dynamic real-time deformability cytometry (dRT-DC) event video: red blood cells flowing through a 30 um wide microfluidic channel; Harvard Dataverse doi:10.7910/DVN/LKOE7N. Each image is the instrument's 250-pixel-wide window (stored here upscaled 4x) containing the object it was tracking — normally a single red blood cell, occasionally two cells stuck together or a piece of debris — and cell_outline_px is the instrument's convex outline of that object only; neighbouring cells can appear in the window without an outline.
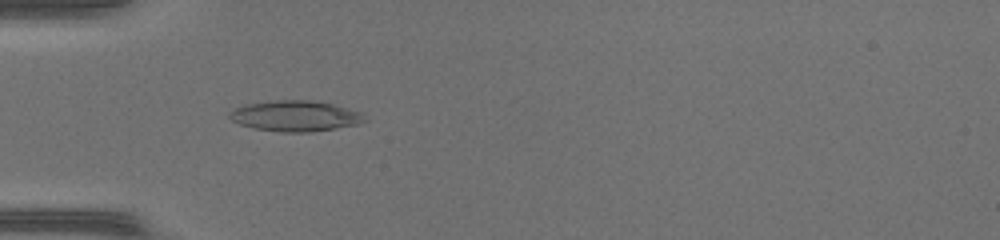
{"species": "common noctule bat (a hibernating species)", "species_latin": "Nyctalus noctula", "temperature_condition": "warm", "stored_images_in_passage": 41, "camera_frame_rate_fps": 3000, "um_per_image_px": 0.085, "animal": {"sex": "female", "body_mass_g": 17.0, "forearm_length_mm": 48.0}, "frame": {"image": 1, "passage_image": 9, "time_ms": 2.667, "image_size_px": [1000, 240], "cell_outline_px": [[368, 120], [356, 124], [336, 128], [312, 132], [280, 132], [256, 128], [240, 124], [232, 120], [228, 116], [228, 112], [244, 104], [272, 100], [308, 100], [332, 104], [360, 112]], "centroid_in_image_um": [25.07, 9.85], "position_along_channel_um": 59.9, "area_um2": 24.04}}
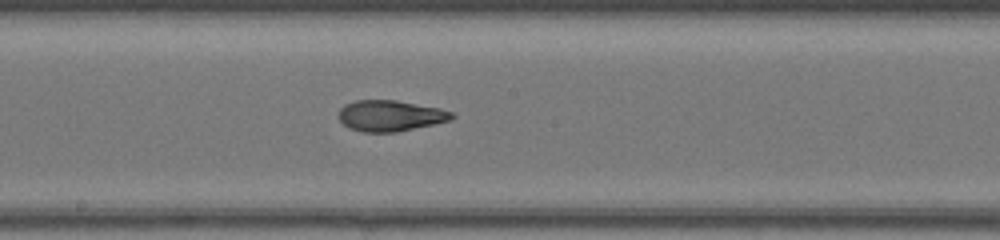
{"frame": {"image": 2, "passage_image": 20, "time_ms": 6.333, "image_size_px": [1000, 240], "cell_outline_px": [[456, 116], [452, 120], [396, 132], [360, 132], [348, 128], [336, 116], [340, 108], [344, 104], [356, 100], [396, 100], [440, 108], [456, 112]], "centroid_in_image_um": [33.17, 9.83], "position_along_channel_um": 215.0, "area_um2": 20.75}}
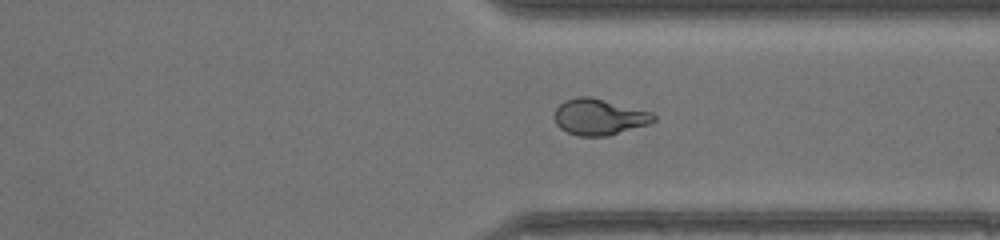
{"frame": {"image": 3, "passage_image": 30, "time_ms": 9.667, "image_size_px": [1000, 240], "cell_outline_px": [[656, 120], [648, 124], [608, 136], [580, 136], [568, 132], [560, 128], [556, 124], [552, 116], [556, 108], [564, 100], [576, 96], [592, 96], [652, 112], [656, 116]], "centroid_in_image_um": [50.9, 9.92], "position_along_channel_um": 360.5, "area_um2": 21.15}, "authors_computed_cell_mechanics": {"area_um2": 21.5594, "velocity_mm_per_s": 4.3669, "shape_relaxation_time_tau1_ms": null, "shape_relaxation_time_tau2_ms": 1.0853, "deformation_change_tau1": null, "deformation_change_tau2": 0.074}}